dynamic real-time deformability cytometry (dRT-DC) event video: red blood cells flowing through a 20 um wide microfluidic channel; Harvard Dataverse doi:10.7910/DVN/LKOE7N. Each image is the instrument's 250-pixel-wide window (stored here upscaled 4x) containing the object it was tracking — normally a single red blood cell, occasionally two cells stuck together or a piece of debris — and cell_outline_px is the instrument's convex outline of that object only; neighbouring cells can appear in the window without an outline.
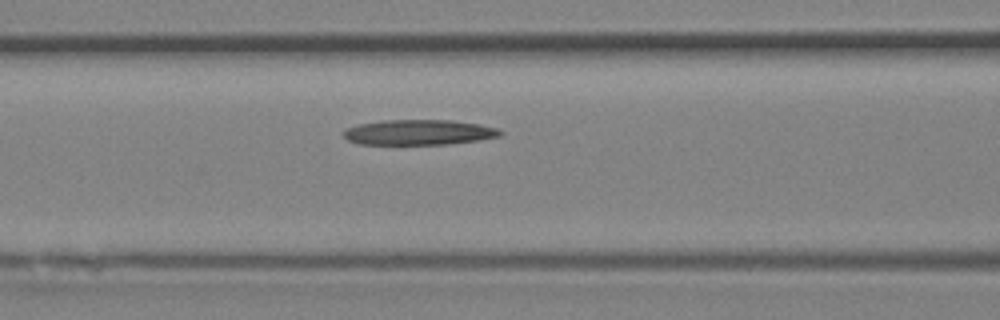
{"species": "Egyptian fruit bat (a non-hibernating species)", "species_latin": "Rousettus aegyptiacus", "temperature_condition": "room temperature", "stored_images_in_passage": 20, "camera_frame_rate_fps": 3000, "um_per_image_px": 0.085, "animal": {"sex": "female"}, "frame": {"image": 1, "passage_image": 12, "time_ms": 3.667, "image_size_px": [1000, 320], "cell_outline_px": [[504, 132], [500, 136], [476, 140], [448, 144], [360, 144], [348, 140], [344, 136], [344, 132], [348, 128], [356, 124], [380, 120], [452, 120], [480, 124], [496, 128]], "centroid_in_image_um": [35.59, 11.24], "position_along_channel_um": 131.0, "area_um2": 23.0}}
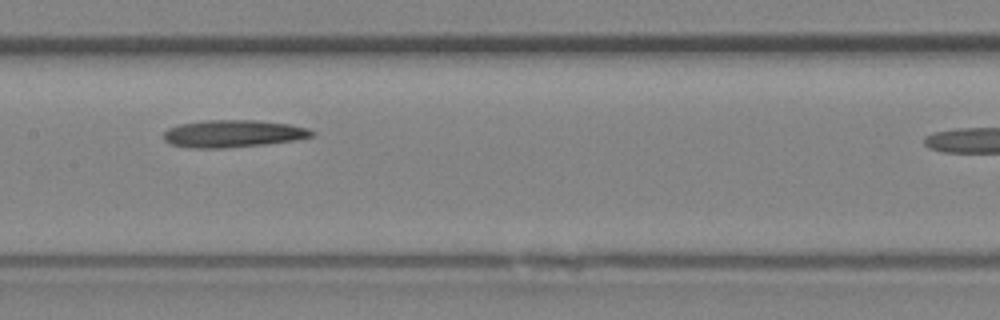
{"frame": {"image": 2, "passage_image": 15, "time_ms": 4.667, "image_size_px": [1000, 320], "cell_outline_px": [[316, 132], [312, 136], [296, 140], [264, 144], [224, 148], [188, 148], [172, 144], [164, 140], [164, 132], [168, 128], [180, 124], [204, 120], [256, 120], [288, 124], [308, 128]], "centroid_in_image_um": [19.8, 11.36], "position_along_channel_um": 187.6, "area_um2": 23.58}}
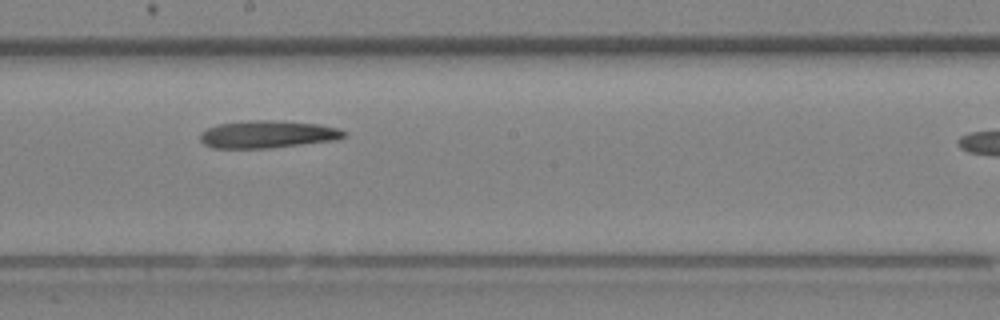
{"frame": {"image": 3, "passage_image": 17, "time_ms": 5.333, "image_size_px": [1000, 320], "cell_outline_px": [[348, 136], [336, 140], [268, 148], [212, 148], [204, 144], [200, 140], [200, 132], [208, 128], [220, 124], [248, 120], [264, 120], [320, 124], [340, 128], [348, 132]], "centroid_in_image_um": [22.78, 11.42], "position_along_channel_um": 225.4, "area_um2": 23.06}}